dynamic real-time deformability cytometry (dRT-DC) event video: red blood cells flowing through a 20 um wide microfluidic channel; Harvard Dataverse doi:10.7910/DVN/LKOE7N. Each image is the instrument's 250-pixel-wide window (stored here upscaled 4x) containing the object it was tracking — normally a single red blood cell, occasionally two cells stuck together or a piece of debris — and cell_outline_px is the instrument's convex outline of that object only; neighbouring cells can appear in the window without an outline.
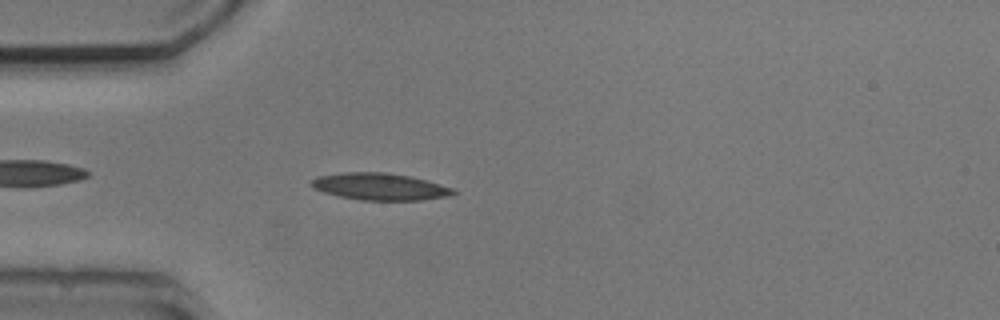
{"species": "common noctule bat (a hibernating species)", "species_latin": "Nyctalus noctula", "temperature_condition": "cold", "stored_images_in_passage": 3, "camera_frame_rate_fps": 3000, "um_per_image_px": 0.085, "animal": {"sex": "male", "body_mass_g": 20.5, "forearm_length_mm": 52.5}, "frame": {"image": 1, "passage_image": 3, "time_ms": 3.0, "image_size_px": [1000, 320], "cell_outline_px": [[456, 192], [448, 196], [420, 200], [360, 200], [340, 196], [324, 192], [312, 188], [312, 180], [316, 176], [344, 172], [384, 172], [412, 176], [440, 184], [452, 188]], "centroid_in_image_um": [32.27, 15.85], "position_along_channel_um": 52.7, "area_um2": 22.2}}